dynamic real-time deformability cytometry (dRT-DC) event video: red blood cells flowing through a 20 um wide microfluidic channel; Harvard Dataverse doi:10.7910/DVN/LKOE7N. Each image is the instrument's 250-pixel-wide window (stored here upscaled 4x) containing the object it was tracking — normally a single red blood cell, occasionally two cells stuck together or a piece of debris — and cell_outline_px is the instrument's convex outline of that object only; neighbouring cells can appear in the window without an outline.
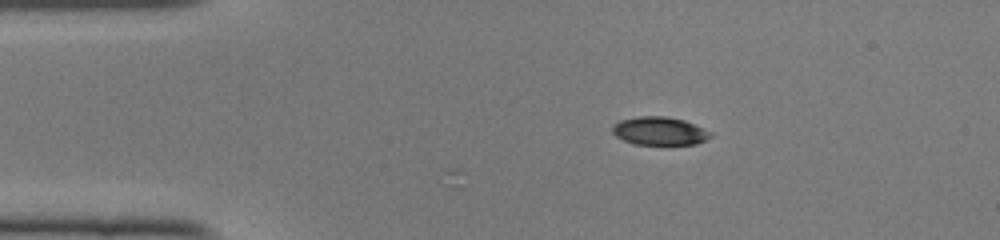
{"species": "common noctule bat (a hibernating species)", "species_latin": "Nyctalus noctula", "temperature_condition": "cold", "stored_images_in_passage": 4, "camera_frame_rate_fps": 3000, "um_per_image_px": 0.085, "animal": {"sex": "female", "body_mass_g": 22.0, "forearm_length_mm": 56.7}, "frame": {"image": 1, "passage_image": 1, "time_ms": 0.0, "image_size_px": [1000, 240], "cell_outline_px": [[712, 136], [696, 144], [632, 144], [616, 136], [612, 132], [612, 124], [620, 120], [640, 116], [664, 116], [684, 120], [712, 132]], "centroid_in_image_um": [56.03, 11.13], "position_along_channel_um": 29.0, "area_um2": 16.07}}